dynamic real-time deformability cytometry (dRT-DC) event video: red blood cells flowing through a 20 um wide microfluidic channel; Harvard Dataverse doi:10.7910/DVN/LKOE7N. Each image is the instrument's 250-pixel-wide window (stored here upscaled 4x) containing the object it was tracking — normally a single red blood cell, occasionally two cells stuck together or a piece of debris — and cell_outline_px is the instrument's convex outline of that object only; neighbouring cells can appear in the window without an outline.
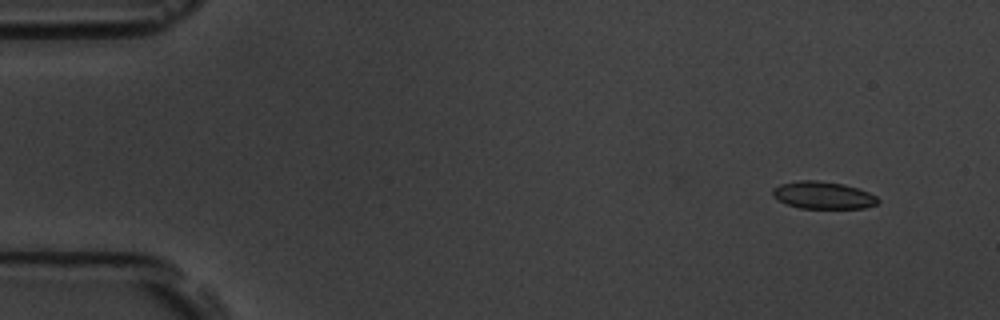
{"species": "common noctule bat (a hibernating species)", "species_latin": "Nyctalus noctula", "temperature_condition": "room temperature", "stored_images_in_passage": 5, "camera_frame_rate_fps": 3000, "um_per_image_px": 0.085, "animal": {"sex": "male", "body_mass_g": 19.5, "forearm_length_mm": 54.6}, "frame": {"image": 1, "passage_image": 2, "time_ms": 1.0, "image_size_px": [1000, 320], "cell_outline_px": [[880, 200], [876, 204], [864, 208], [800, 208], [788, 204], [772, 196], [772, 188], [780, 184], [800, 180], [820, 180], [844, 184], [868, 192], [876, 196]], "centroid_in_image_um": [69.95, 16.58], "position_along_channel_um": 15.0, "area_um2": 16.7}}
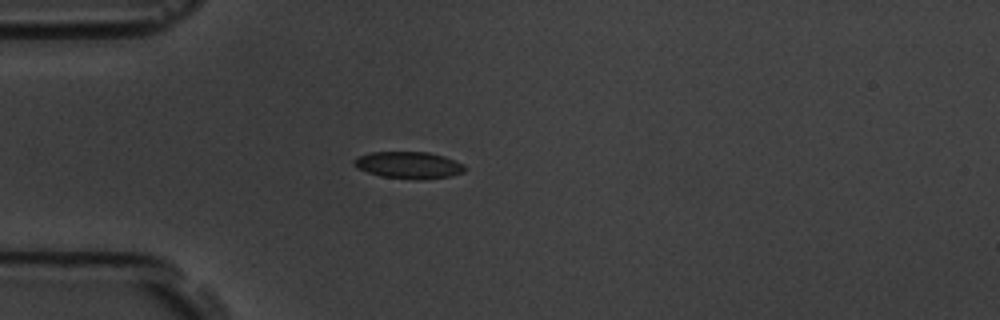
{"frame": {"image": 2, "passage_image": 5, "time_ms": 4.667, "image_size_px": [1000, 320], "cell_outline_px": [[468, 168], [464, 172], [452, 176], [420, 180], [416, 180], [380, 176], [356, 168], [352, 164], [352, 160], [360, 156], [372, 152], [428, 152], [444, 156], [464, 164]], "centroid_in_image_um": [34.76, 14.04], "position_along_channel_um": 50.2, "area_um2": 17.57}}